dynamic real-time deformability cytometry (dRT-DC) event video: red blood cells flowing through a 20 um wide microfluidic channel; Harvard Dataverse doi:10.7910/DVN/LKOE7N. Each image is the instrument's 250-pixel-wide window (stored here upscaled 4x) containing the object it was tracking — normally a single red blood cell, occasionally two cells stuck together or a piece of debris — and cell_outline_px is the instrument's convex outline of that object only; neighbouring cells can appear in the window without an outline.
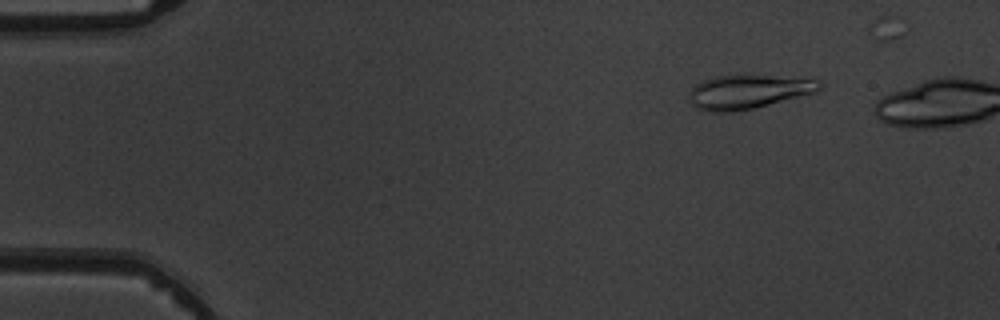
{"species": "common noctule bat (a hibernating species)", "species_latin": "Nyctalus noctula", "temperature_condition": "warm", "stored_images_in_passage": 7, "camera_frame_rate_fps": 3000, "um_per_image_px": 0.085, "animal": {"sex": "male", "body_mass_g": 19.5, "forearm_length_mm": 54.6}, "frame": {"image": 1, "passage_image": 2, "time_ms": 1.333, "image_size_px": [1000, 320], "cell_outline_px": [[820, 88], [816, 92], [752, 108], [728, 112], [712, 112], [696, 108], [688, 100], [688, 92], [696, 84], [704, 80], [716, 76], [768, 76], [820, 80]], "centroid_in_image_um": [63.52, 7.81], "position_along_channel_um": 21.5, "area_um2": 25.14}}